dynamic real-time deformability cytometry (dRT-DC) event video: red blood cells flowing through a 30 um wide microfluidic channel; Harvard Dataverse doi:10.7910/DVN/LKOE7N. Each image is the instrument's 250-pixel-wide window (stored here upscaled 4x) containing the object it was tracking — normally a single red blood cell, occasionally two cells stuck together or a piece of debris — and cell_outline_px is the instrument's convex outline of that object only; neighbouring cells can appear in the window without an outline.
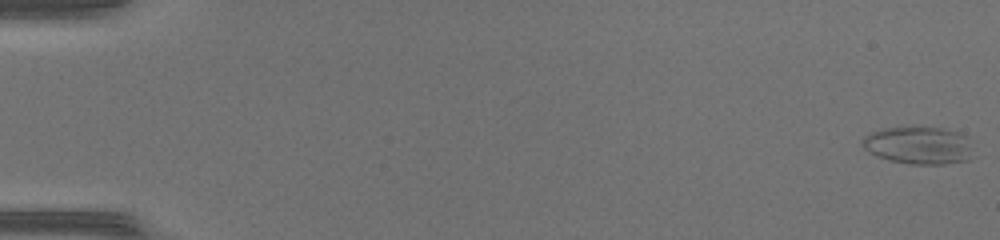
{"species": "common noctule bat (a hibernating species)", "species_latin": "Nyctalus noctula", "temperature_condition": "warm", "stored_images_in_passage": 50, "camera_frame_rate_fps": 3000, "um_per_image_px": 0.085, "animal": {"sex": "female", "body_mass_g": 17.0, "forearm_length_mm": 48.0}, "frame": {"image": 1, "passage_image": 1, "time_ms": 0.0, "image_size_px": [1000, 240], "cell_outline_px": [[976, 156], [968, 160], [944, 164], [912, 164], [892, 160], [876, 156], [868, 152], [864, 148], [860, 140], [864, 136], [880, 128], [920, 124], [960, 132], [968, 136]], "centroid_in_image_um": [78.12, 12.31], "position_along_channel_um": 6.9, "area_um2": 25.37}}
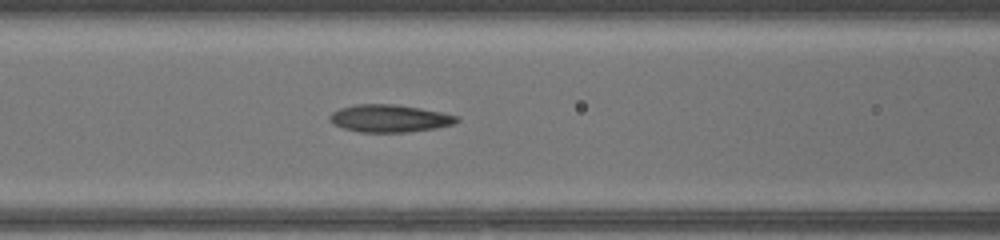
{"frame": {"image": 2, "passage_image": 23, "time_ms": 7.333, "image_size_px": [1000, 240], "cell_outline_px": [[460, 120], [452, 124], [436, 128], [408, 132], [360, 132], [344, 128], [332, 124], [328, 120], [328, 116], [332, 112], [340, 108], [356, 104], [396, 104], [420, 108], [460, 116]], "centroid_in_image_um": [33.09, 10.06], "position_along_channel_um": 133.5, "area_um2": 20.46}}
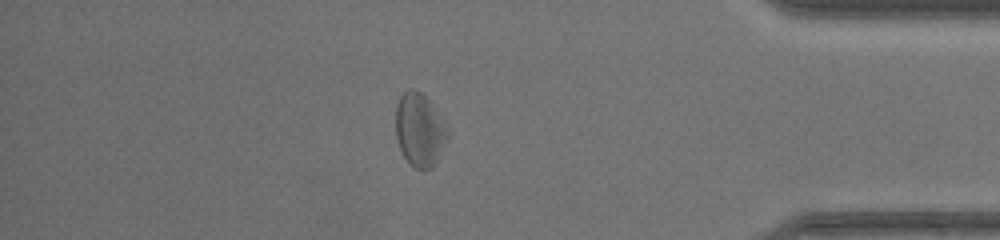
{"frame": {"image": 3, "passage_image": 44, "time_ms": 14.333, "image_size_px": [1000, 240], "cell_outline_px": [[448, 140], [432, 168], [424, 172], [408, 164], [400, 148], [396, 136], [396, 104], [400, 96], [408, 88], [412, 88], [420, 92], [428, 100], [448, 132]], "centroid_in_image_um": [35.63, 11.08], "position_along_channel_um": 399.6, "area_um2": 21.91}, "authors_computed_cell_mechanics": {"area_um2": 21.7328, "velocity_mm_per_s": 4.2425, "shape_relaxation_time_tau1_ms": null, "shape_relaxation_time_tau2_ms": 2.714, "deformation_change_tau1": null, "deformation_change_tau2": 0.1277}}